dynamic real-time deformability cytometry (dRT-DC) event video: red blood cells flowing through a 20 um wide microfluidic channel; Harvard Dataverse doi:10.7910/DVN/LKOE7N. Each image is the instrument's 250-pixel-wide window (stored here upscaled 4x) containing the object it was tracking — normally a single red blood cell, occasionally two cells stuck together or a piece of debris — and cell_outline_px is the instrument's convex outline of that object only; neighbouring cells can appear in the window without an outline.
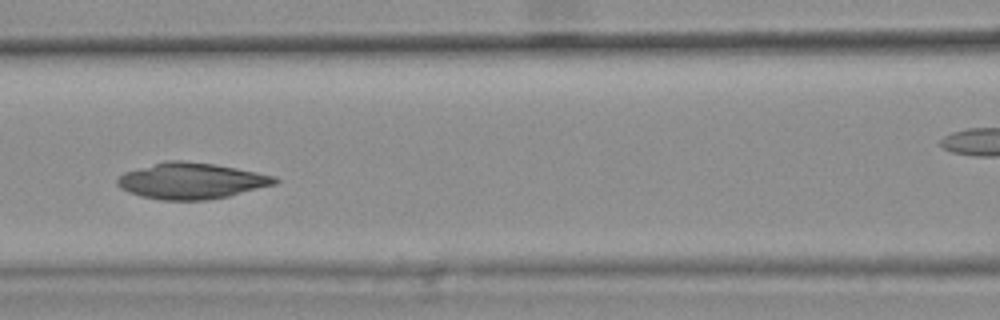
{"species": "common noctule bat (a hibernating species)", "species_latin": "Nyctalus noctula", "temperature_condition": "warm", "stored_images_in_passage": 9, "camera_frame_rate_fps": 3000, "um_per_image_px": 0.085, "animal": {"sex": "female", "body_mass_g": 25.1}, "frame": {"image": 1, "passage_image": 6, "time_ms": 1.667, "image_size_px": [1000, 320], "cell_outline_px": [[280, 180], [276, 184], [228, 196], [204, 200], [164, 200], [140, 196], [128, 192], [120, 188], [116, 184], [116, 180], [124, 172], [168, 160], [180, 160], [216, 164], [276, 176]], "centroid_in_image_um": [16.26, 15.37], "position_along_channel_um": 150.3, "area_um2": 33.0}}